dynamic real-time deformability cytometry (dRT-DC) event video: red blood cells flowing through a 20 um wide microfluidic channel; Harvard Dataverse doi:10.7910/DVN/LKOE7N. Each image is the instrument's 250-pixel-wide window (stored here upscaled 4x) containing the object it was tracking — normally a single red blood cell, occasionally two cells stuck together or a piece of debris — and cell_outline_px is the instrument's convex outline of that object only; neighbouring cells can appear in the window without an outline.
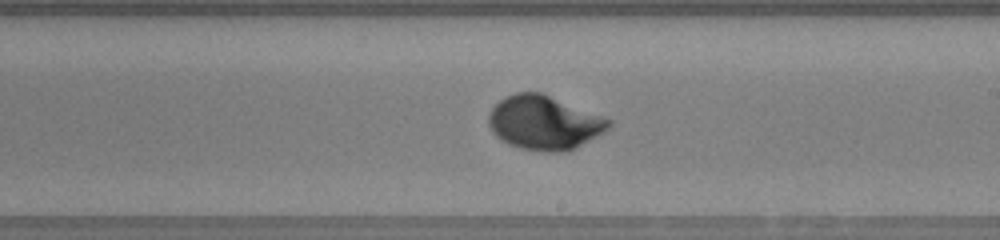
{"species": "human", "species_latin": "Homo sapiens", "temperature_condition": "warm", "stored_images_in_passage": 49, "camera_frame_rate_fps": 3000, "um_per_image_px": 0.085, "donor": {"sex": "female"}, "frame": {"image": 1, "passage_image": 27, "time_ms": 8.667, "image_size_px": [1000, 240], "cell_outline_px": [[612, 124], [604, 132], [576, 148], [568, 152], [544, 152], [520, 148], [508, 144], [496, 136], [492, 132], [488, 124], [488, 116], [492, 108], [504, 96], [516, 92], [540, 92], [612, 120]], "centroid_in_image_um": [46.24, 10.44], "position_along_channel_um": 242.8, "area_um2": 37.8}}
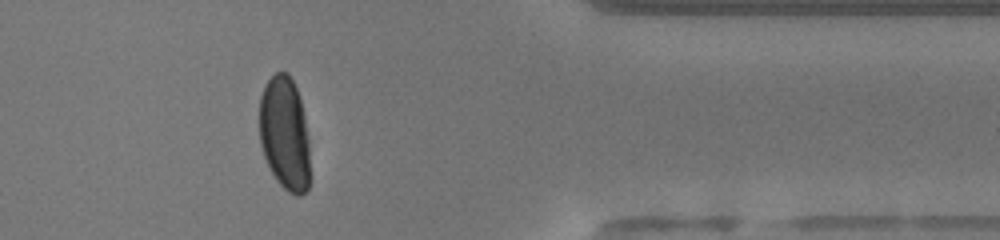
{"frame": {"image": 2, "passage_image": 39, "time_ms": 12.667, "image_size_px": [1000, 240], "cell_outline_px": [[312, 176], [308, 188], [300, 196], [296, 196], [288, 192], [276, 180], [264, 156], [260, 144], [260, 96], [264, 84], [276, 72], [288, 72], [296, 88], [300, 100], [304, 116], [308, 140]], "centroid_in_image_um": [24.22, 11.4], "position_along_channel_um": 387.2, "area_um2": 33.93}}
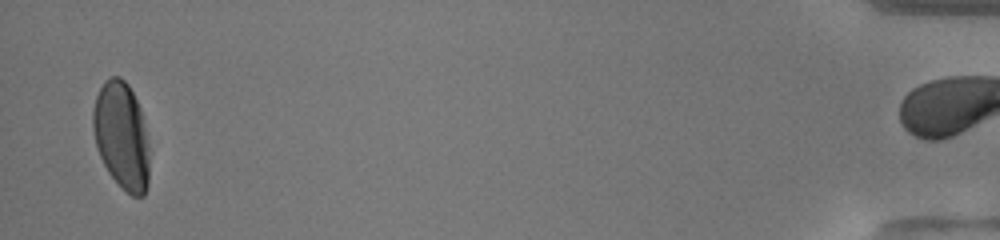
{"frame": {"image": 3, "passage_image": 47, "time_ms": 15.333, "image_size_px": [1000, 240], "cell_outline_px": [[148, 184], [144, 196], [132, 196], [108, 172], [100, 156], [96, 144], [92, 128], [92, 112], [96, 96], [104, 80], [112, 76], [120, 76], [128, 84], [140, 108], [148, 144]], "centroid_in_image_um": [10.32, 11.5], "position_along_channel_um": 424.9, "area_um2": 34.91}, "authors_computed_cell_mechanics": {"area_um2": 36.125, "velocity_mm_per_s": 4.1646, "shape_relaxation_time_tau1_ms": 3.0551, "shape_relaxation_time_tau2_ms": null, "deformation_change_tau1": 0.1746, "deformation_change_tau2": null}}